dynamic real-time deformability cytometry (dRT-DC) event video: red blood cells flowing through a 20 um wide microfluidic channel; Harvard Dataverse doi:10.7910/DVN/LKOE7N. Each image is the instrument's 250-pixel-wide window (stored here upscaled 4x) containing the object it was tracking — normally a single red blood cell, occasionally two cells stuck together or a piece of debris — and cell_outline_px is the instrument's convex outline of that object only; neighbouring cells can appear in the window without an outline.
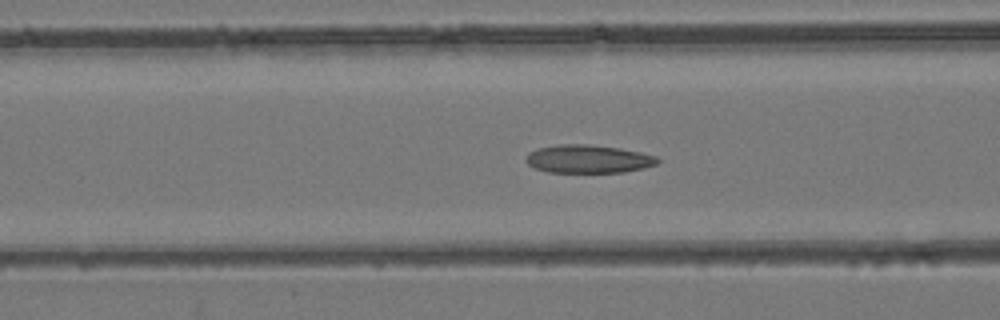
{"species": "common noctule bat (a hibernating species)", "species_latin": "Nyctalus noctula", "temperature_condition": "room temperature", "stored_images_in_passage": 34, "camera_frame_rate_fps": 3000, "um_per_image_px": 0.085, "animal": {"sex": "female", "body_mass_g": 24.6, "forearm_length_mm": 56.2}, "frame": {"image": 1, "passage_image": 7, "time_ms": 2.0, "image_size_px": [1000, 320], "cell_outline_px": [[660, 160], [656, 164], [644, 168], [624, 172], [548, 172], [536, 168], [528, 164], [524, 160], [528, 152], [536, 148], [560, 144], [588, 144], [620, 148], [640, 152], [656, 156]], "centroid_in_image_um": [49.98, 13.5], "position_along_channel_um": 116.6, "area_um2": 21.68}}
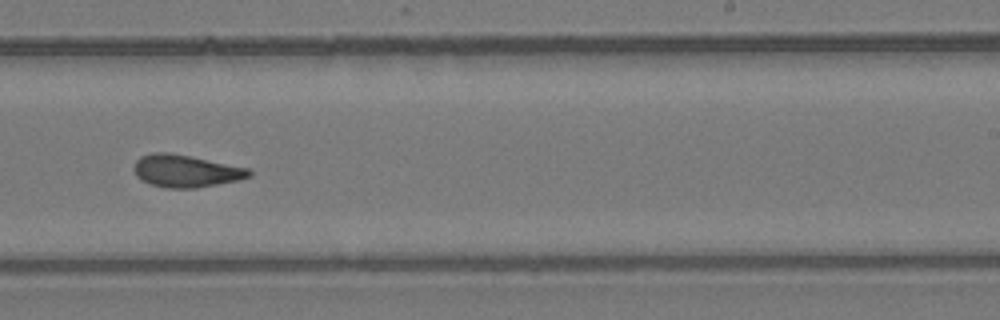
{"frame": {"image": 2, "passage_image": 18, "time_ms": 5.667, "image_size_px": [1000, 320], "cell_outline_px": [[252, 176], [240, 180], [196, 188], [164, 188], [140, 180], [136, 176], [132, 168], [136, 160], [140, 156], [152, 152], [168, 152], [248, 168], [252, 172]], "centroid_in_image_um": [15.76, 14.54], "position_along_channel_um": 273.2, "area_um2": 21.79}}
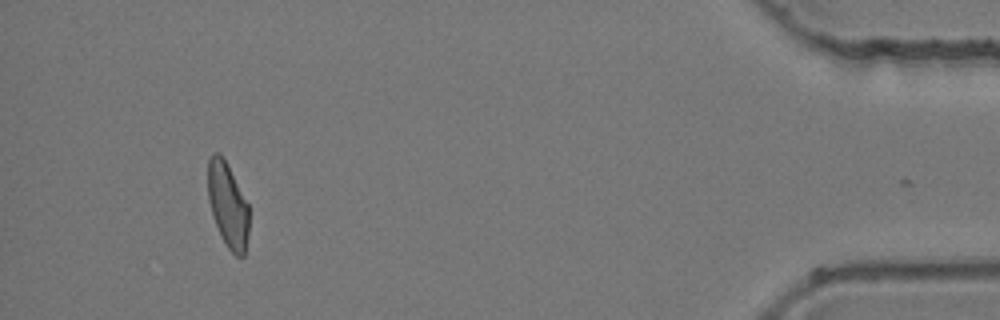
{"frame": {"image": 3, "passage_image": 33, "time_ms": 10.667, "image_size_px": [1000, 320], "cell_outline_px": [[248, 232], [244, 256], [236, 256], [228, 248], [216, 224], [208, 200], [208, 160], [212, 152], [220, 152], [248, 204]], "centroid_in_image_um": [19.35, 17.41], "position_along_channel_um": 415.8, "area_um2": 19.83}}